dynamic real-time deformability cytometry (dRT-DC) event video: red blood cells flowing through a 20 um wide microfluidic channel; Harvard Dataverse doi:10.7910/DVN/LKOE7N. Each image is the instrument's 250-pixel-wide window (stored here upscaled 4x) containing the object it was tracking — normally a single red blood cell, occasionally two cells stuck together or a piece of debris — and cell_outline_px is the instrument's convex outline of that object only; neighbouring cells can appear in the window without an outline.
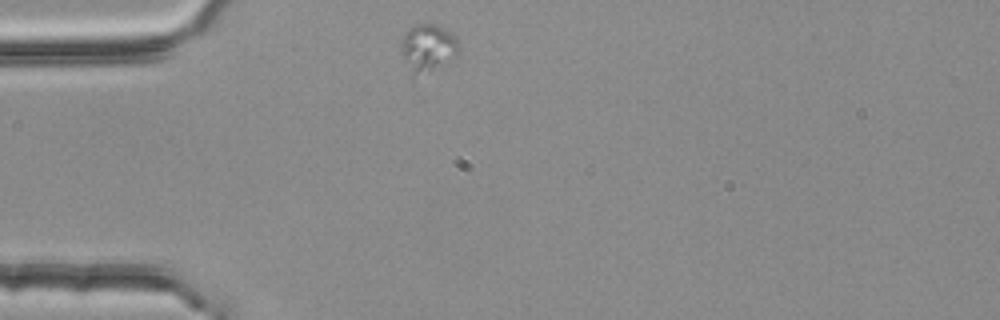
{"species": "common noctule bat (a hibernating species)", "species_latin": "Nyctalus noctula", "temperature_condition": "room temperature", "stored_images_in_passage": 44, "camera_frame_rate_fps": 3000, "um_per_image_px": 0.085, "animal": {"sex": "female", "body_mass_g": 25.1}, "frame": {"image": 1, "passage_image": 1, "time_ms": 0.0, "image_size_px": [1000, 320], "cell_outline_px": [[460, 52], [448, 64], [428, 72], [412, 76], [404, 56], [400, 44], [400, 40], [408, 28], [416, 24], [440, 24], [452, 32], [456, 36], [460, 44]], "centroid_in_image_um": [36.44, 4.04], "position_along_channel_um": 48.6, "area_um2": 16.47}}